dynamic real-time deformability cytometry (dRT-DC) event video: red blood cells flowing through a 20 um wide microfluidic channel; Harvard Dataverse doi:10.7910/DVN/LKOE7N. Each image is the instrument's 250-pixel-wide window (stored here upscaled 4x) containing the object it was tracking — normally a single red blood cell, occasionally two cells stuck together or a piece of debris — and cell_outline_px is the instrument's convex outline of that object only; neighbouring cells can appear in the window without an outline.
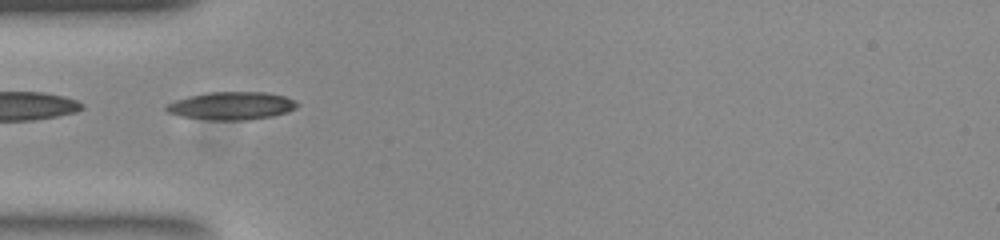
{"species": "common noctule bat (a hibernating species)", "species_latin": "Nyctalus noctula", "temperature_condition": "room temperature", "stored_images_in_passage": 17, "camera_frame_rate_fps": 3000, "um_per_image_px": 0.085, "animal": {"sex": "female", "body_mass_g": 23.0, "forearm_length_mm": 53.4}, "frame": {"image": 1, "passage_image": 1, "time_ms": 0.0, "image_size_px": [1000, 240], "cell_outline_px": [[300, 104], [296, 108], [288, 112], [272, 116], [244, 120], [208, 120], [180, 116], [168, 112], [164, 108], [168, 104], [176, 100], [188, 96], [208, 92], [264, 92], [284, 96], [296, 100]], "centroid_in_image_um": [19.7, 8.99], "position_along_channel_um": 65.3, "area_um2": 21.33}}